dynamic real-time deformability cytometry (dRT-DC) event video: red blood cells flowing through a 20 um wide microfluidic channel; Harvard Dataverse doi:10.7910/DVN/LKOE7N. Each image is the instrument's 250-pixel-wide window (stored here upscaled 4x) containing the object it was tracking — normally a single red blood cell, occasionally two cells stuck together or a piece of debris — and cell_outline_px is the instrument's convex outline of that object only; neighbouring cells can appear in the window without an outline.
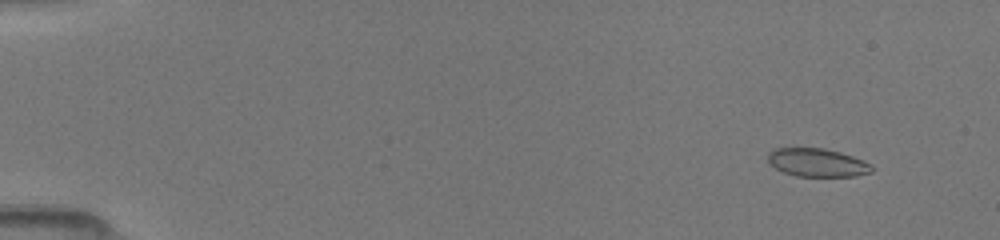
{"species": "common noctule bat (a hibernating species)", "species_latin": "Nyctalus noctula", "temperature_condition": "room temperature", "stored_images_in_passage": 21, "camera_frame_rate_fps": 3000, "um_per_image_px": 0.085, "animal": {"sex": "female", "body_mass_g": 19.5, "forearm_length_mm": 54.1}, "frame": {"image": 1, "passage_image": 3, "time_ms": 1.333, "image_size_px": [1000, 240], "cell_outline_px": [[872, 172], [856, 176], [796, 176], [784, 172], [776, 168], [768, 160], [768, 152], [776, 148], [824, 148], [840, 152], [864, 160], [872, 164]], "centroid_in_image_um": [69.49, 13.82], "position_along_channel_um": 15.5, "area_um2": 17.05}}
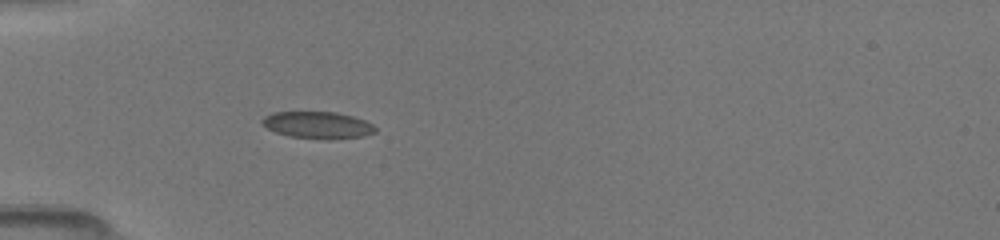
{"frame": {"image": 2, "passage_image": 15, "time_ms": 5.333, "image_size_px": [1000, 240], "cell_outline_px": [[376, 132], [364, 136], [328, 140], [288, 136], [276, 132], [260, 124], [260, 120], [264, 116], [272, 112], [336, 112], [352, 116], [364, 120], [372, 124], [376, 128]], "centroid_in_image_um": [26.98, 10.63], "position_along_channel_um": 58.0, "area_um2": 17.92}}
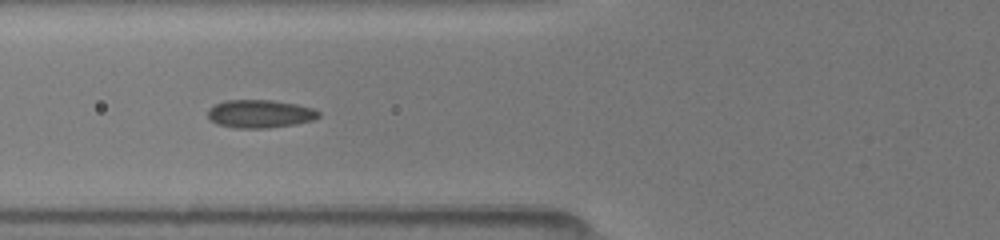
{"frame": {"image": 3, "passage_image": 19, "time_ms": 6.667, "image_size_px": [1000, 240], "cell_outline_px": [[320, 116], [312, 120], [296, 124], [268, 128], [232, 128], [216, 124], [208, 116], [208, 108], [224, 100], [272, 100], [296, 104], [312, 108], [320, 112]], "centroid_in_image_um": [22.08, 9.68], "position_along_channel_um": 103.7, "area_um2": 18.21}}